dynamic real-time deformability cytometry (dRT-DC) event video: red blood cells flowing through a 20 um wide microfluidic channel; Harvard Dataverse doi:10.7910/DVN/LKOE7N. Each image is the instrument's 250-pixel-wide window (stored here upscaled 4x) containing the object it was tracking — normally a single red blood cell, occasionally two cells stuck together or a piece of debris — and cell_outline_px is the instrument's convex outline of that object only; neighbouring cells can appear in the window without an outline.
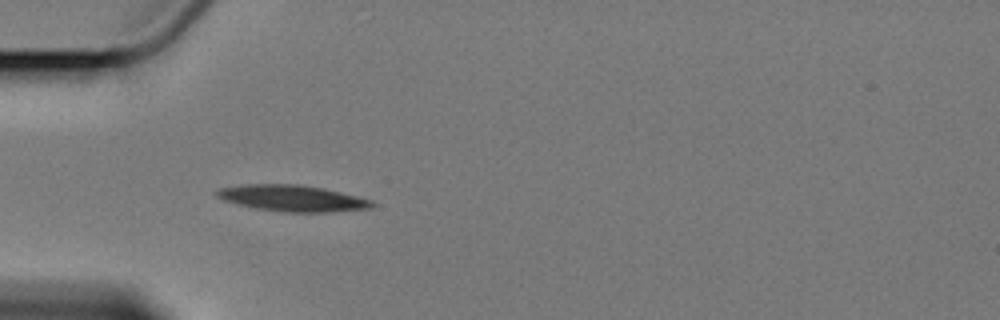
{"species": "Egyptian fruit bat (a non-hibernating species)", "species_latin": "Rousettus aegyptiacus", "temperature_condition": "cold", "stored_images_in_passage": 3, "camera_frame_rate_fps": 3000, "um_per_image_px": 0.085, "animal": {"sex": "female"}, "frame": {"image": 1, "passage_image": 1, "time_ms": 0.0, "image_size_px": [1000, 320], "cell_outline_px": [[376, 204], [372, 208], [332, 212], [284, 212], [256, 208], [236, 204], [224, 200], [216, 196], [216, 192], [220, 188], [248, 184], [296, 184], [324, 188], [372, 200]], "centroid_in_image_um": [24.88, 16.85], "position_along_channel_um": 60.1, "area_um2": 23.7}}
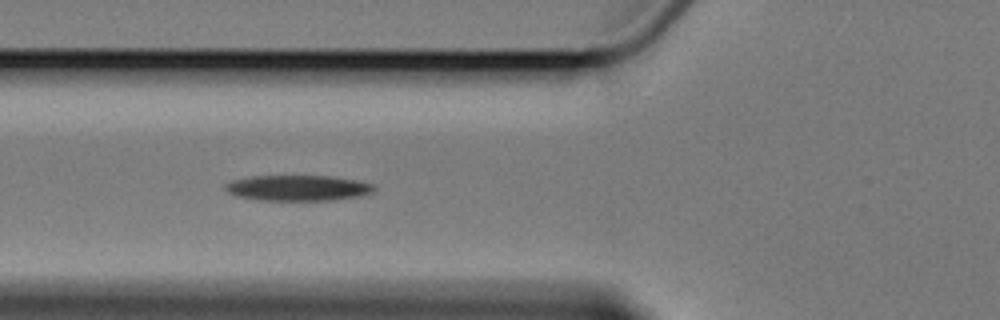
{"frame": {"image": 2, "passage_image": 2, "time_ms": 1.333, "image_size_px": [1000, 320], "cell_outline_px": [[376, 188], [372, 192], [360, 196], [332, 200], [256, 200], [236, 196], [228, 192], [224, 188], [224, 184], [232, 180], [252, 176], [332, 176], [360, 180], [376, 184]], "centroid_in_image_um": [25.35, 15.97], "position_along_channel_um": 100.5, "area_um2": 22.48}}
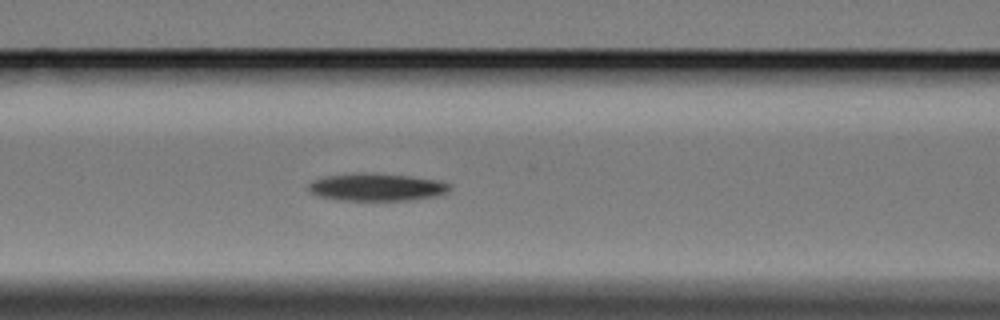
{"frame": {"image": 3, "passage_image": 3, "time_ms": 2.333, "image_size_px": [1000, 320], "cell_outline_px": [[452, 188], [448, 192], [436, 196], [408, 200], [340, 200], [316, 196], [308, 192], [304, 188], [312, 180], [328, 176], [352, 172], [372, 172], [408, 176], [440, 180], [448, 184]], "centroid_in_image_um": [31.94, 15.89], "position_along_channel_um": 134.7, "area_um2": 23.12}}